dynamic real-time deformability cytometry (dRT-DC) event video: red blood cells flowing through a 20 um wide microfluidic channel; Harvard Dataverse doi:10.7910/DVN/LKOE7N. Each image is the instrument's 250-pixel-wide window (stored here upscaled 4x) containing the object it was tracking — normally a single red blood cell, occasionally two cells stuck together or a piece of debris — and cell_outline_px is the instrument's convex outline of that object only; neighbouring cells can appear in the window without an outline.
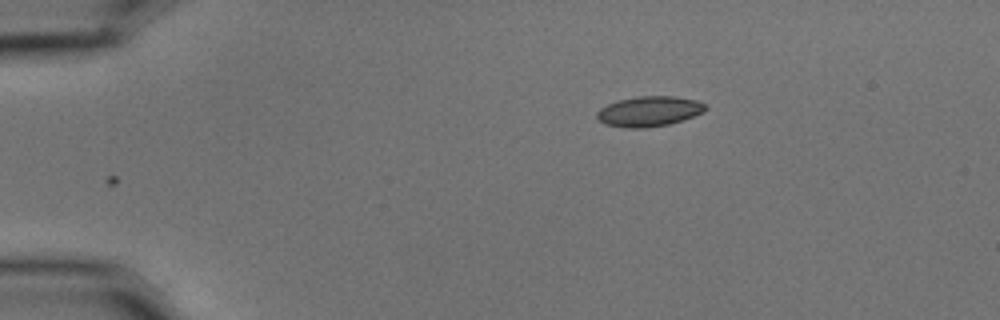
{"species": "common noctule bat (a hibernating species)", "species_latin": "Nyctalus noctula", "temperature_condition": "cold", "stored_images_in_passage": 4, "camera_frame_rate_fps": 3000, "um_per_image_px": 0.085, "animal": {"sex": "male", "body_mass_g": 15.6}, "frame": {"image": 1, "passage_image": 4, "time_ms": 1.0, "image_size_px": [1000, 320], "cell_outline_px": [[708, 108], [704, 112], [684, 120], [668, 124], [644, 128], [624, 128], [604, 124], [596, 116], [596, 112], [600, 108], [616, 100], [636, 96], [676, 96], [696, 100], [704, 104]], "centroid_in_image_um": [55.17, 9.46], "position_along_channel_um": 29.8, "area_um2": 19.31}}